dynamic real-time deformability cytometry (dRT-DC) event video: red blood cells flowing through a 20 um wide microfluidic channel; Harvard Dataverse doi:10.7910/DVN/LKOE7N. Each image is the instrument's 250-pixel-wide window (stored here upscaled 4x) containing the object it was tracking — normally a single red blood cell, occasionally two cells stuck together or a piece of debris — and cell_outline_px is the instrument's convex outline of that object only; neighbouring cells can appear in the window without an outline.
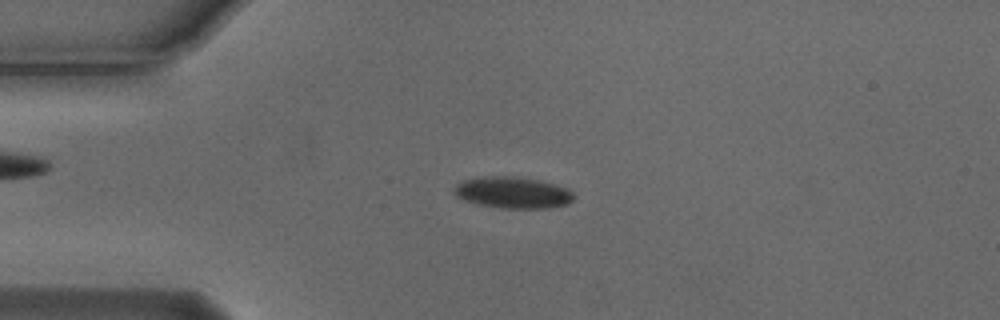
{"species": "Egyptian fruit bat (a non-hibernating species)", "species_latin": "Rousettus aegyptiacus", "temperature_condition": "cold", "stored_images_in_passage": 48, "camera_frame_rate_fps": 3000, "um_per_image_px": 0.085, "animal": {"sex": "male"}, "frame": {"image": 1, "passage_image": 6, "time_ms": 1.667, "image_size_px": [1000, 320], "cell_outline_px": [[576, 196], [568, 204], [548, 208], [500, 208], [480, 204], [456, 196], [452, 192], [456, 184], [464, 180], [492, 176], [512, 176], [540, 180], [556, 184], [568, 188]], "centroid_in_image_um": [43.64, 16.37], "position_along_channel_um": 41.4, "area_um2": 21.85}}
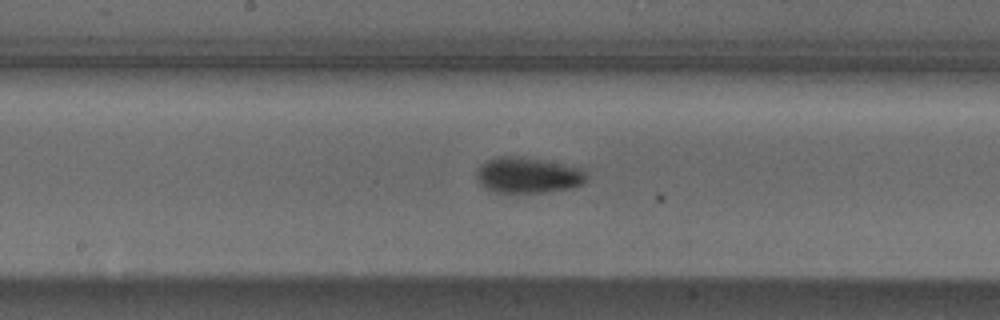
{"frame": {"image": 2, "passage_image": 21, "time_ms": 6.667, "image_size_px": [1000, 320], "cell_outline_px": [[588, 176], [580, 184], [572, 188], [540, 192], [496, 192], [480, 184], [476, 176], [476, 168], [484, 160], [500, 156], [520, 156], [544, 160], [564, 164], [580, 168]], "centroid_in_image_um": [44.82, 14.87], "position_along_channel_um": 203.4, "area_um2": 22.83}}
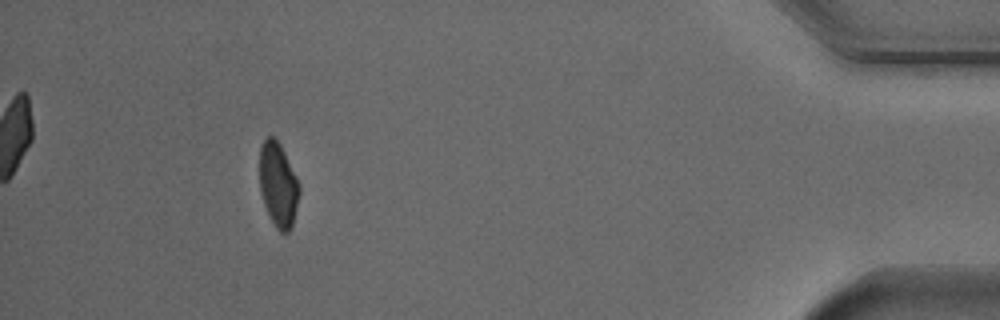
{"frame": {"image": 3, "passage_image": 43, "time_ms": 14.0, "image_size_px": [1000, 320], "cell_outline_px": [[300, 192], [292, 228], [288, 232], [280, 232], [276, 228], [264, 204], [260, 192], [260, 144], [268, 136], [272, 136], [280, 144], [300, 184]], "centroid_in_image_um": [23.65, 15.71], "position_along_channel_um": 411.5, "area_um2": 19.48}, "authors_computed_cell_mechanics": {"area_um2": 21.675, "velocity_mm_per_s": 3.7149, "shape_relaxation_time_tau1_ms": 5.475, "shape_relaxation_time_tau2_ms": null, "deformation_change_tau1": 0.1193, "deformation_change_tau2": null}}